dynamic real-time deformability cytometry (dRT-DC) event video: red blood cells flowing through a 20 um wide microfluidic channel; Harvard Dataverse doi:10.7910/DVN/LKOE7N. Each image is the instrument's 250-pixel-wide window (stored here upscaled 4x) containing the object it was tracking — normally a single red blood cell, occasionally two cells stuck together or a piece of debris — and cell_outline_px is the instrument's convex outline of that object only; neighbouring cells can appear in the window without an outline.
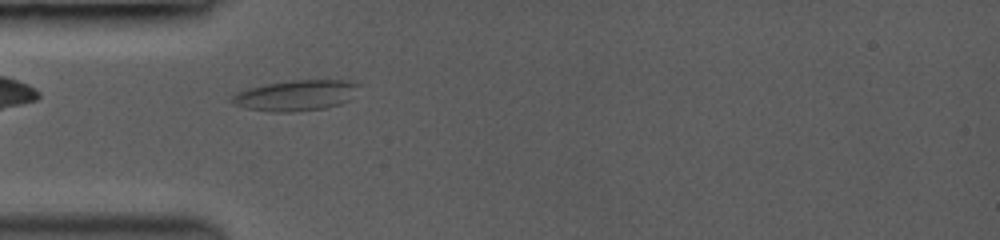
{"species": "common noctule bat (a hibernating species)", "species_latin": "Nyctalus noctula", "temperature_condition": "room temperature", "stored_images_in_passage": 29, "segment_of_instrument_passage": [1, 2], "camera_frame_rate_fps": 3500, "um_per_image_px": 0.085, "animal": {"sex": "female", "body_mass_g": 19.0, "forearm_length_mm": 53.3}, "frame": {"image": 1, "passage_image": 1, "time_ms": 0.0, "image_size_px": [1000, 240], "cell_outline_px": [[356, 84], [348, 100], [340, 104], [324, 108], [288, 112], [280, 112], [248, 108], [232, 104], [232, 96], [240, 92], [252, 88], [268, 84], [296, 80], [340, 80]], "centroid_in_image_um": [25.1, 8.12], "position_along_channel_um": 59.9, "area_um2": 21.56}}
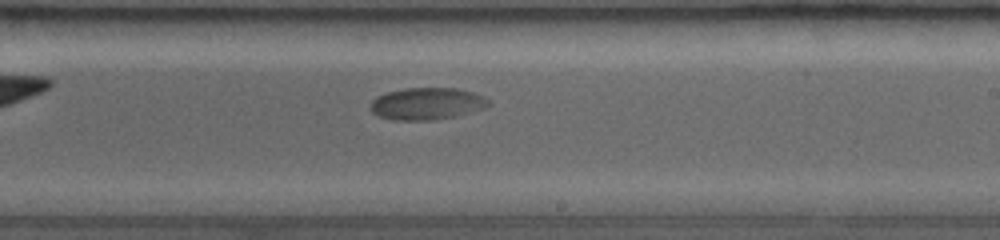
{"frame": {"image": 2, "passage_image": 11, "time_ms": 2.857, "image_size_px": [1000, 240], "cell_outline_px": [[488, 104], [452, 116], [428, 120], [392, 120], [380, 116], [372, 112], [372, 100], [388, 92], [404, 88], [456, 88], [472, 92], [488, 100]], "centroid_in_image_um": [36.18, 8.8], "position_along_channel_um": 252.8, "area_um2": 21.04}}
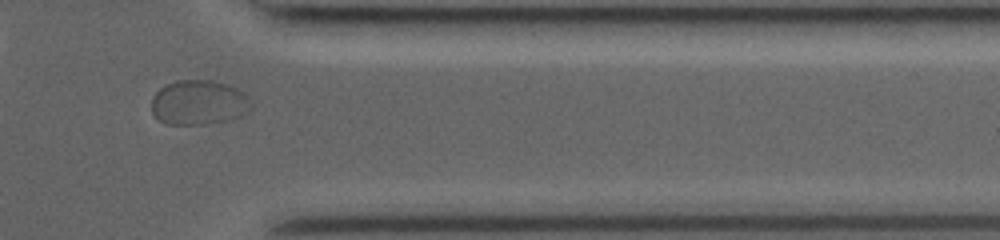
{"frame": {"image": 3, "passage_image": 22, "time_ms": 6.0, "image_size_px": [1000, 240], "cell_outline_px": [[252, 112], [232, 120], [208, 124], [164, 124], [156, 120], [152, 116], [152, 96], [164, 84], [176, 80], [212, 80], [236, 88], [248, 96], [252, 104]], "centroid_in_image_um": [16.9, 8.74], "position_along_channel_um": 394.5, "area_um2": 26.65}}